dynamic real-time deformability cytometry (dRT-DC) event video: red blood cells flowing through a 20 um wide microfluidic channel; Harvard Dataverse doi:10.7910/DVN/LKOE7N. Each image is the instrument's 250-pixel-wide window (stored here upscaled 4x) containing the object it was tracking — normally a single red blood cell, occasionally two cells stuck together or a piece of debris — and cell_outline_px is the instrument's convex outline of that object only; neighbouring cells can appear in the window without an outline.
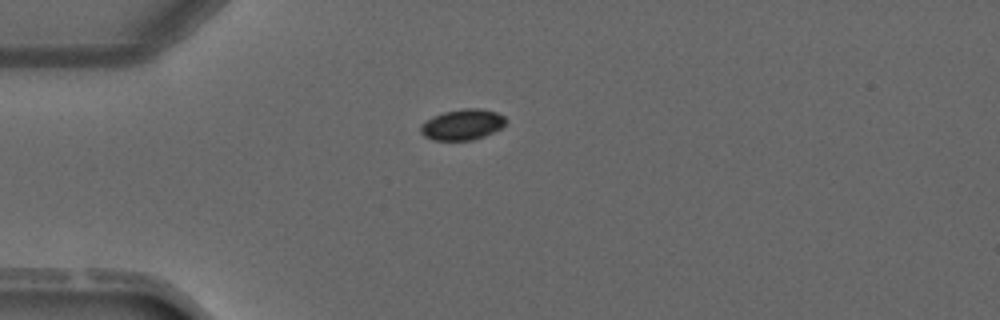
{"species": "common noctule bat (a hibernating species)", "species_latin": "Nyctalus noctula", "temperature_condition": "warm", "stored_images_in_passage": 1, "camera_frame_rate_fps": 3000, "um_per_image_px": 0.085, "animal": {"sex": "male", "forearm_length_mm": 52.5}, "frame": {"image": 1, "passage_image": 1, "time_ms": 0.0, "image_size_px": [1000, 320], "cell_outline_px": [[508, 120], [500, 128], [484, 136], [472, 140], [432, 140], [424, 136], [420, 132], [420, 124], [432, 116], [444, 112], [464, 108], [480, 108], [496, 112], [504, 116]], "centroid_in_image_um": [39.28, 10.58], "position_along_channel_um": 45.7, "area_um2": 15.32}}